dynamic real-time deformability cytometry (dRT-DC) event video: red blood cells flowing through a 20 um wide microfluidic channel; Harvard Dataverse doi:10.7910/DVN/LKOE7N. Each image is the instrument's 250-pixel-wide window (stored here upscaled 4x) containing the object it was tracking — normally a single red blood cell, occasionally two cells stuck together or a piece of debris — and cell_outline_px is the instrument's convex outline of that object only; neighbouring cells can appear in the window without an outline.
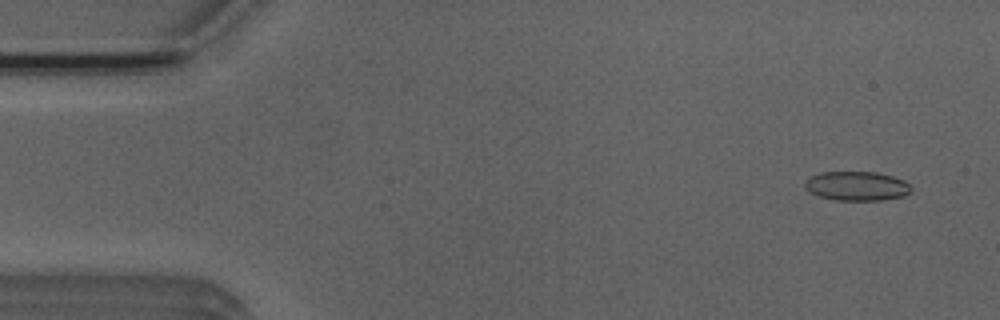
{"species": "Egyptian fruit bat (a non-hibernating species)", "species_latin": "Rousettus aegyptiacus", "temperature_condition": "room temperature", "stored_images_in_passage": 4, "camera_frame_rate_fps": 3000, "um_per_image_px": 0.085, "animal": {"sex": "male"}, "frame": {"image": 1, "passage_image": 1, "time_ms": 0.0, "image_size_px": [1000, 320], "cell_outline_px": [[912, 192], [904, 196], [884, 200], [836, 200], [820, 196], [812, 192], [804, 184], [804, 180], [820, 172], [876, 172], [892, 176], [904, 180], [912, 188]], "centroid_in_image_um": [72.87, 15.81], "position_along_channel_um": 12.1, "area_um2": 18.03}}